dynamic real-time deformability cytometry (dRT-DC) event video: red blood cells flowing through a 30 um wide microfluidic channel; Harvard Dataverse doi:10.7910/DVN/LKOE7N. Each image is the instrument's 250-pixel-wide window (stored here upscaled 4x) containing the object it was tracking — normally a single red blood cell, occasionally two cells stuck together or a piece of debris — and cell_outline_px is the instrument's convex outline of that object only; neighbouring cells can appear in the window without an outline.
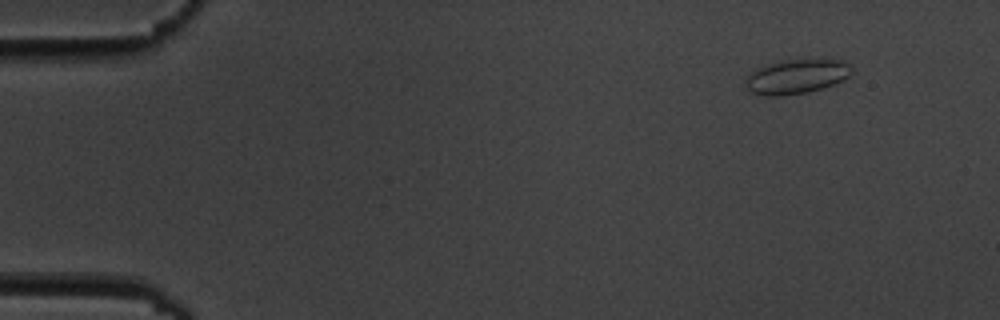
{"species": "common noctule bat (a hibernating species)", "species_latin": "Nyctalus noctula", "temperature_condition": "cold", "stored_images_in_passage": 4, "camera_frame_rate_fps": 3000, "um_per_image_px": 0.085, "animal": {"sex": "male", "body_mass_g": 19.5, "forearm_length_mm": 54.6}, "frame": {"image": 1, "passage_image": 1, "time_ms": 0.0, "image_size_px": [1000, 320], "cell_outline_px": [[852, 72], [844, 80], [824, 88], [808, 92], [780, 96], [764, 96], [752, 92], [748, 88], [744, 80], [756, 68], [780, 60], [844, 60], [852, 68]], "centroid_in_image_um": [67.71, 6.51], "position_along_channel_um": 17.3, "area_um2": 21.27}}